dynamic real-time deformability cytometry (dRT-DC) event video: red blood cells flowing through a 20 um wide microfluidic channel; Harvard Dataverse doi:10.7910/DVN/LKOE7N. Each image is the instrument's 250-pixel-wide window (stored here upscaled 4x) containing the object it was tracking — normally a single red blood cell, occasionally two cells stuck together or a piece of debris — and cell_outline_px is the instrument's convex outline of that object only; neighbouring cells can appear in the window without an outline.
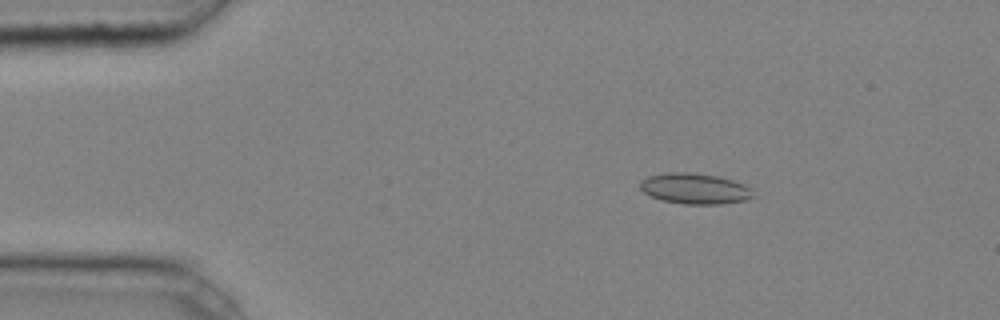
{"species": "common noctule bat (a hibernating species)", "species_latin": "Nyctalus noctula", "temperature_condition": "cold", "stored_images_in_passage": 3, "camera_frame_rate_fps": 3000, "um_per_image_px": 0.085, "animal": {"sex": "male", "body_mass_g": 20.4}, "frame": {"image": 1, "passage_image": 2, "time_ms": 0.333, "image_size_px": [1000, 320], "cell_outline_px": [[756, 196], [748, 200], [720, 204], [684, 204], [664, 200], [652, 196], [644, 192], [640, 188], [640, 180], [648, 176], [668, 172], [688, 172], [716, 176], [732, 180], [744, 184], [752, 188]], "centroid_in_image_um": [59.11, 16.03], "position_along_channel_um": 25.9, "area_um2": 20.29}}